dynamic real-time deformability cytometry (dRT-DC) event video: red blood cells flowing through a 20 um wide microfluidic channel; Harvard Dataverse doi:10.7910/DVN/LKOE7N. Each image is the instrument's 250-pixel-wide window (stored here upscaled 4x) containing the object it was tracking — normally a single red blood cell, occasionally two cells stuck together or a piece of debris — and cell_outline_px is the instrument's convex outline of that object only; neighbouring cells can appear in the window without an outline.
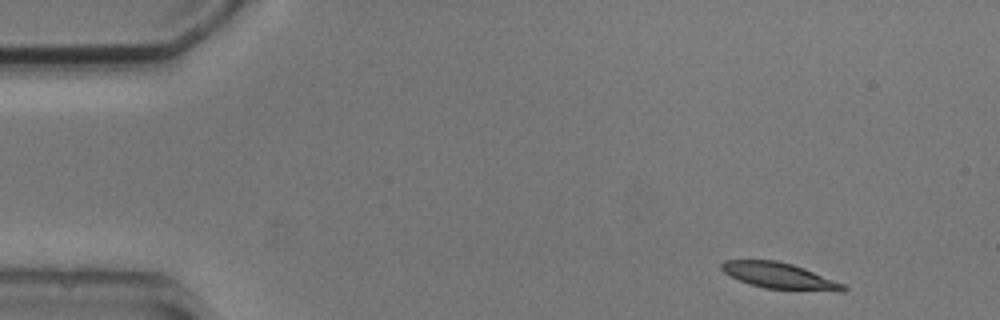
{"species": "common noctule bat (a hibernating species)", "species_latin": "Nyctalus noctula", "temperature_condition": "cold", "stored_images_in_passage": 6, "camera_frame_rate_fps": 3000, "um_per_image_px": 0.085, "animal": {"sex": "male", "body_mass_g": 20.5, "forearm_length_mm": 52.5}, "frame": {"image": 1, "passage_image": 1, "time_ms": 0.0, "image_size_px": [1000, 320], "cell_outline_px": [[848, 288], [844, 292], [836, 292], [764, 288], [748, 284], [724, 272], [720, 268], [720, 264], [724, 260], [776, 260], [792, 264], [804, 268], [844, 284]], "centroid_in_image_um": [66.28, 23.45], "position_along_channel_um": 18.7, "area_um2": 18.55}}
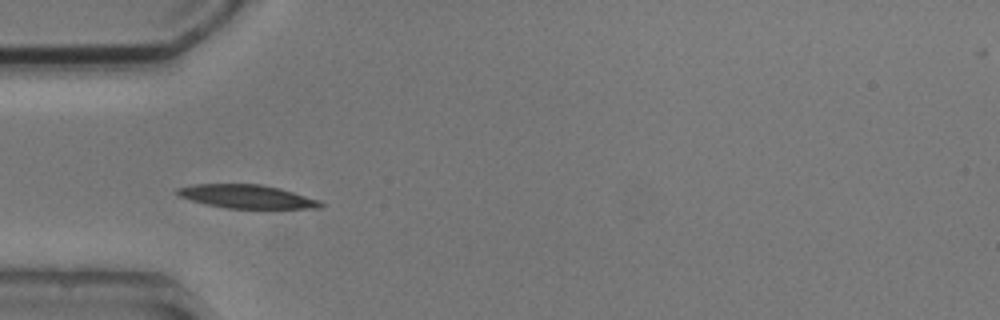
{"frame": {"image": 2, "passage_image": 4, "time_ms": 3.667, "image_size_px": [1000, 320], "cell_outline_px": [[324, 204], [320, 208], [228, 208], [204, 204], [180, 196], [176, 192], [176, 188], [192, 184], [260, 184], [280, 188], [320, 200]], "centroid_in_image_um": [20.98, 16.7], "position_along_channel_um": 64.0, "area_um2": 19.54}}
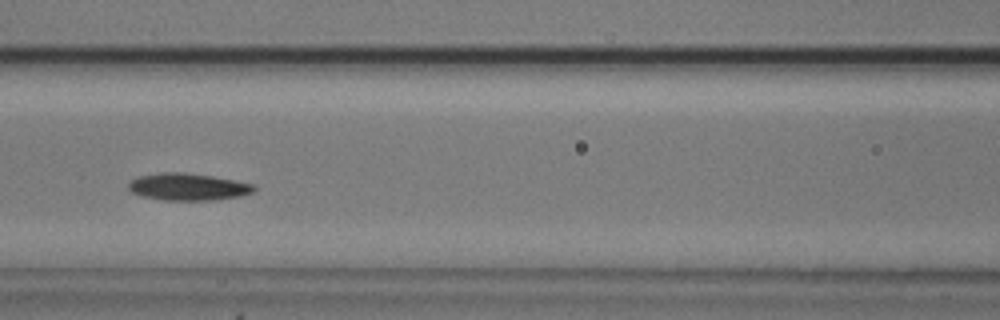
{"frame": {"image": 3, "passage_image": 6, "time_ms": 6.0, "image_size_px": [1000, 320], "cell_outline_px": [[256, 188], [252, 192], [240, 196], [216, 200], [164, 200], [144, 196], [132, 192], [128, 188], [128, 184], [132, 180], [140, 176], [160, 172], [184, 172], [212, 176], [256, 184]], "centroid_in_image_um": [16.01, 15.88], "position_along_channel_um": 150.6, "area_um2": 19.77}}